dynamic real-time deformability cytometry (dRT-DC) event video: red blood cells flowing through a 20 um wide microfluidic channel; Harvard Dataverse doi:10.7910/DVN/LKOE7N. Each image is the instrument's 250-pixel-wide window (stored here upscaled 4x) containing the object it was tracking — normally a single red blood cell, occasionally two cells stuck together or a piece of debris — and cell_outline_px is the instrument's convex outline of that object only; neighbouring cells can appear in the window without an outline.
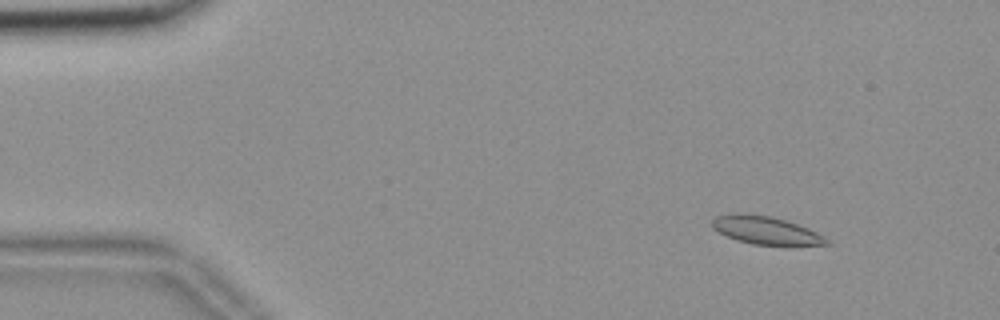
{"species": "common noctule bat (a hibernating species)", "species_latin": "Nyctalus noctula", "temperature_condition": "room temperature", "stored_images_in_passage": 57, "camera_frame_rate_fps": 3000, "um_per_image_px": 0.085, "animal": {"sex": "female", "body_mass_g": 18.4}, "frame": {"image": 1, "passage_image": 7, "time_ms": 2.0, "image_size_px": [1000, 320], "cell_outline_px": [[832, 244], [752, 244], [736, 240], [716, 232], [712, 228], [712, 220], [716, 216], [772, 216], [808, 228], [824, 236]], "centroid_in_image_um": [65.09, 19.61], "position_along_channel_um": 19.9, "area_um2": 17.63}}
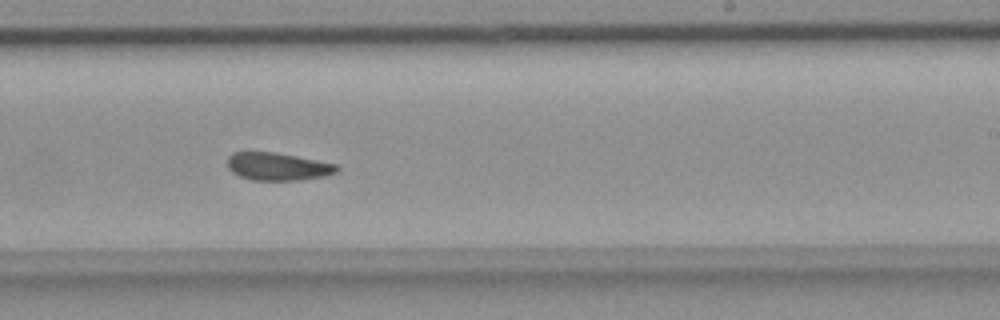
{"frame": {"image": 2, "passage_image": 35, "time_ms": 11.333, "image_size_px": [1000, 320], "cell_outline_px": [[340, 172], [324, 176], [300, 180], [252, 180], [240, 176], [232, 172], [228, 168], [228, 156], [232, 152], [276, 152], [336, 164], [340, 168]], "centroid_in_image_um": [23.62, 14.15], "position_along_channel_um": 265.4, "area_um2": 17.74}}
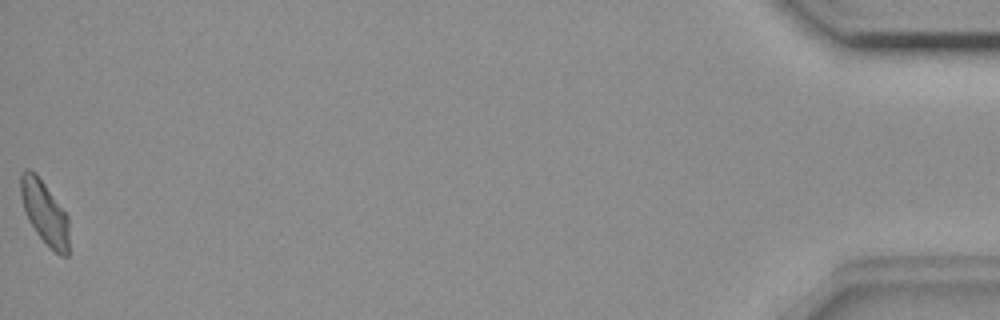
{"frame": {"image": 3, "passage_image": 57, "time_ms": 18.667, "image_size_px": [1000, 320], "cell_outline_px": [[68, 256], [60, 256], [36, 232], [28, 220], [24, 212], [20, 196], [20, 172], [24, 168], [28, 168], [36, 172], [68, 216]], "centroid_in_image_um": [3.75, 18.0], "position_along_channel_um": 431.4, "area_um2": 17.86}, "authors_computed_cell_mechanics": {"area_um2": 18.3804, "velocity_mm_per_s": 3.604, "shape_relaxation_time_tau1_ms": null, "shape_relaxation_time_tau2_ms": 6.1847, "deformation_change_tau1": null, "deformation_change_tau2": 0.1124}}